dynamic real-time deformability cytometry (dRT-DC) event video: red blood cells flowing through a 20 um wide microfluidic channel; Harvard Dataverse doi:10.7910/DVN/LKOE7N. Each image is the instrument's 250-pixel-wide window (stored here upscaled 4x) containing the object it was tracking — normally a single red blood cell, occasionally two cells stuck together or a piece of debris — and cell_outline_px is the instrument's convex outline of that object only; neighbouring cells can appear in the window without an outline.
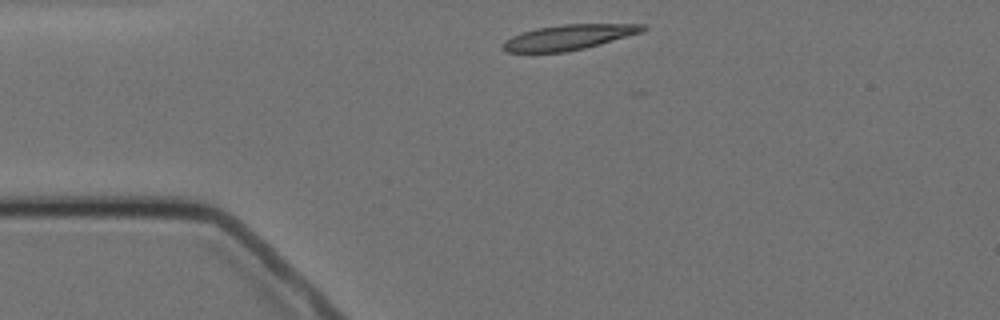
{"species": "Egyptian fruit bat (a non-hibernating species)", "species_latin": "Rousettus aegyptiacus", "temperature_condition": "cold", "stored_images_in_passage": 2, "camera_frame_rate_fps": 3000, "um_per_image_px": 0.085, "animal": {"sex": "female"}, "frame": {"image": 1, "passage_image": 1, "time_ms": 0.0, "image_size_px": [1000, 320], "cell_outline_px": [[648, 28], [644, 32], [584, 48], [564, 52], [508, 52], [500, 48], [500, 44], [504, 40], [512, 36], [536, 28], [564, 24], [644, 24]], "centroid_in_image_um": [48.33, 3.16], "position_along_channel_um": 36.7, "area_um2": 20.52}}